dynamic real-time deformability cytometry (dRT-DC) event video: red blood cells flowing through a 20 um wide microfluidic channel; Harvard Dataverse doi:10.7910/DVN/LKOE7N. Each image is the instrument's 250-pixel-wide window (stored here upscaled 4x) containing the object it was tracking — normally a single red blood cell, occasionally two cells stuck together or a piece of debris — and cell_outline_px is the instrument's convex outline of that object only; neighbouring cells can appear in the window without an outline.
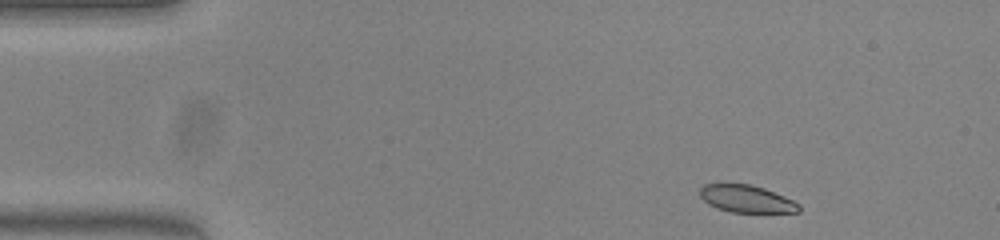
{"species": "common noctule bat (a hibernating species)", "species_latin": "Nyctalus noctula", "temperature_condition": "warm", "stored_images_in_passage": 46, "camera_frame_rate_fps": 3000, "um_per_image_px": 0.085, "animal": {"sex": "female", "body_mass_g": 23.0, "forearm_length_mm": 53.4}, "frame": {"image": 1, "passage_image": 1, "time_ms": 0.0, "image_size_px": [1000, 240], "cell_outline_px": [[800, 212], [732, 212], [716, 208], [708, 204], [700, 196], [700, 188], [704, 184], [752, 184], [764, 188], [784, 196], [800, 204]], "centroid_in_image_um": [63.45, 16.9], "position_along_channel_um": 21.5, "area_um2": 15.72}}
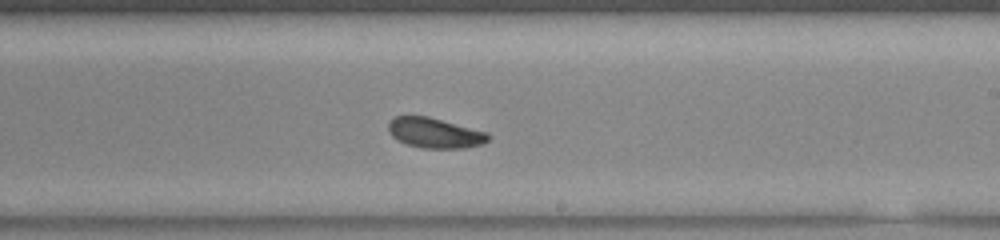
{"frame": {"image": 2, "passage_image": 25, "time_ms": 8.0, "image_size_px": [1000, 240], "cell_outline_px": [[492, 136], [484, 144], [464, 148], [424, 148], [408, 144], [396, 140], [388, 132], [388, 124], [396, 116], [428, 116], [488, 132]], "centroid_in_image_um": [36.99, 11.3], "position_along_channel_um": 252.0, "area_um2": 17.63}}
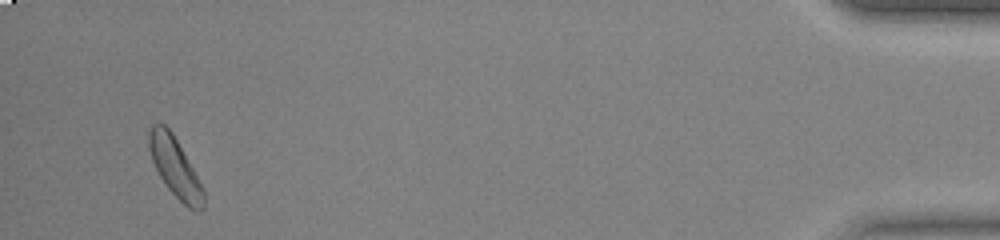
{"frame": {"image": 3, "passage_image": 44, "time_ms": 14.333, "image_size_px": [1000, 240], "cell_outline_px": [[204, 208], [188, 208], [168, 188], [160, 176], [152, 160], [148, 144], [148, 132], [152, 124], [164, 124], [172, 132], [204, 188]], "centroid_in_image_um": [14.87, 14.19], "position_along_channel_um": 420.3, "area_um2": 18.44}, "authors_computed_cell_mechanics": {"area_um2": 18.0914, "velocity_mm_per_s": 3.9378, "shape_relaxation_time_tau1_ms": 4.1485, "shape_relaxation_time_tau2_ms": null, "deformation_change_tau1": 0.086, "deformation_change_tau2": null}}